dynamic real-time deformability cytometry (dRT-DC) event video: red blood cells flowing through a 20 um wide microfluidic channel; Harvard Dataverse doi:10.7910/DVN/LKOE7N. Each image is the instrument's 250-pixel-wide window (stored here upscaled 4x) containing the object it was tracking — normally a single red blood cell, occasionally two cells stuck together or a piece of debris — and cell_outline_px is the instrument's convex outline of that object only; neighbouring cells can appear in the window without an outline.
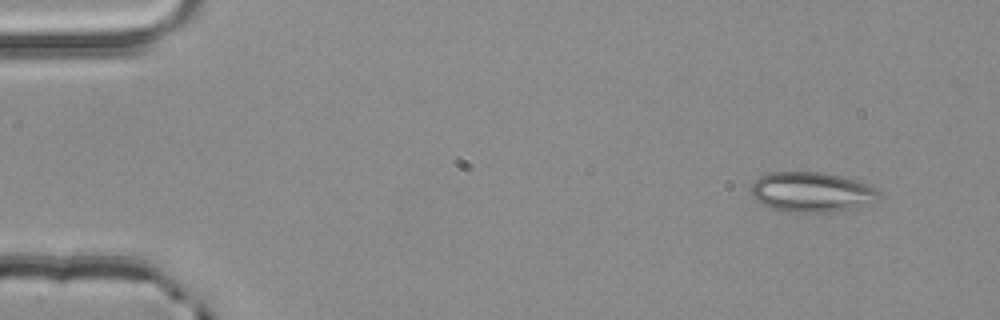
{"species": "common noctule bat (a hibernating species)", "species_latin": "Nyctalus noctula", "temperature_condition": "room temperature", "stored_images_in_passage": 4, "camera_frame_rate_fps": 3000, "um_per_image_px": 0.085, "animal": {"sex": "male", "body_mass_g": 20.4}, "frame": {"image": 1, "passage_image": 1, "time_ms": 0.0, "image_size_px": [1000, 320], "cell_outline_px": [[880, 196], [876, 200], [852, 208], [832, 212], [784, 212], [772, 208], [756, 200], [748, 192], [752, 184], [760, 176], [768, 172], [824, 172], [856, 180], [868, 184], [876, 188], [880, 192]], "centroid_in_image_um": [68.95, 16.32], "position_along_channel_um": 16.0, "area_um2": 29.88}}